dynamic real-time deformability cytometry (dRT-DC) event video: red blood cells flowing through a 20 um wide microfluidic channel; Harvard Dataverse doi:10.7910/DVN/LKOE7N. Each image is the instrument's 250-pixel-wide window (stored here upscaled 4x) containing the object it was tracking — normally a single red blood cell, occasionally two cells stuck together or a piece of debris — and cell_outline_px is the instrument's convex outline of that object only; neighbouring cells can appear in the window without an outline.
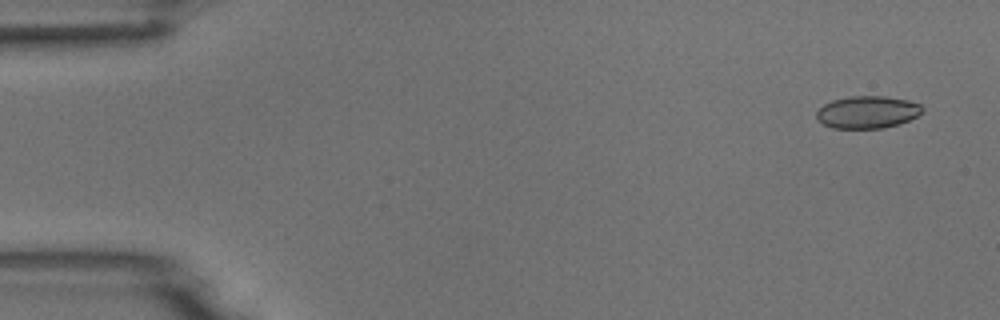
{"species": "common noctule bat (a hibernating species)", "species_latin": "Nyctalus noctula", "temperature_condition": "room temperature", "stored_images_in_passage": 8, "camera_frame_rate_fps": 3000, "um_per_image_px": 0.085, "animal": {"sex": "male", "body_mass_g": 18.8}, "frame": {"image": 1, "passage_image": 1, "time_ms": 0.0, "image_size_px": [1000, 320], "cell_outline_px": [[924, 108], [916, 116], [908, 120], [884, 128], [832, 128], [824, 124], [816, 116], [816, 112], [824, 104], [832, 100], [848, 96], [884, 96], [908, 100], [920, 104]], "centroid_in_image_um": [73.71, 9.52], "position_along_channel_um": 11.3, "area_um2": 19.77}}
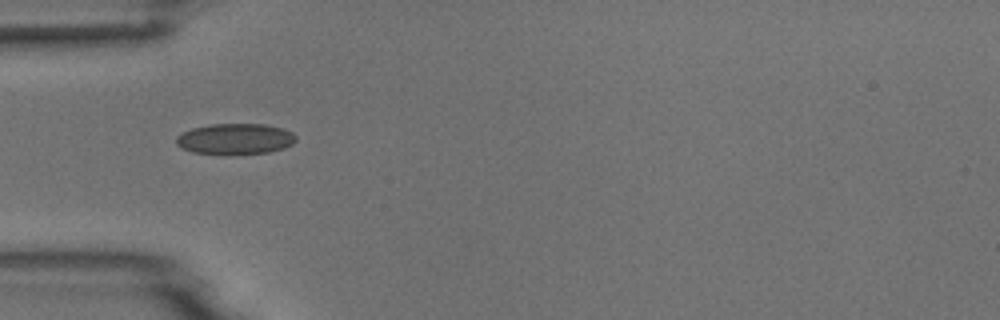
{"frame": {"image": 2, "passage_image": 5, "time_ms": 4.667, "image_size_px": [1000, 320], "cell_outline_px": [[296, 140], [292, 144], [284, 148], [268, 152], [228, 156], [224, 156], [192, 152], [180, 148], [176, 144], [176, 136], [192, 128], [212, 124], [264, 124], [284, 128], [292, 132], [296, 136]], "centroid_in_image_um": [19.98, 11.83], "position_along_channel_um": 65.0, "area_um2": 22.08}}